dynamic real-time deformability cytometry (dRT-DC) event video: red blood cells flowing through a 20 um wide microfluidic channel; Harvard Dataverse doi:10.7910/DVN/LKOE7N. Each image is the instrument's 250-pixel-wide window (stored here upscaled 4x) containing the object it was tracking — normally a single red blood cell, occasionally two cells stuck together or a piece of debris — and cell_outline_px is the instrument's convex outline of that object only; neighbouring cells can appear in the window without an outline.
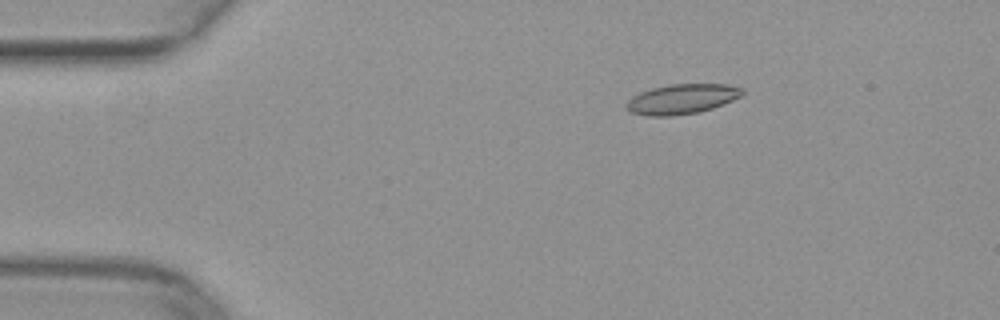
{"species": "common noctule bat (a hibernating species)", "species_latin": "Nyctalus noctula", "temperature_condition": "warm", "stored_images_in_passage": 44, "camera_frame_rate_fps": 3000, "um_per_image_px": 0.085, "animal": {"sex": "female", "body_mass_g": 29.2, "forearm_length_mm": 56.3}, "frame": {"image": 1, "passage_image": 1, "time_ms": 0.0, "image_size_px": [1000, 320], "cell_outline_px": [[744, 92], [740, 96], [724, 104], [700, 112], [672, 116], [648, 116], [632, 112], [624, 104], [632, 96], [640, 92], [652, 88], [668, 84], [728, 84], [744, 88]], "centroid_in_image_um": [57.97, 8.41], "position_along_channel_um": 27.0, "area_um2": 20.29}}
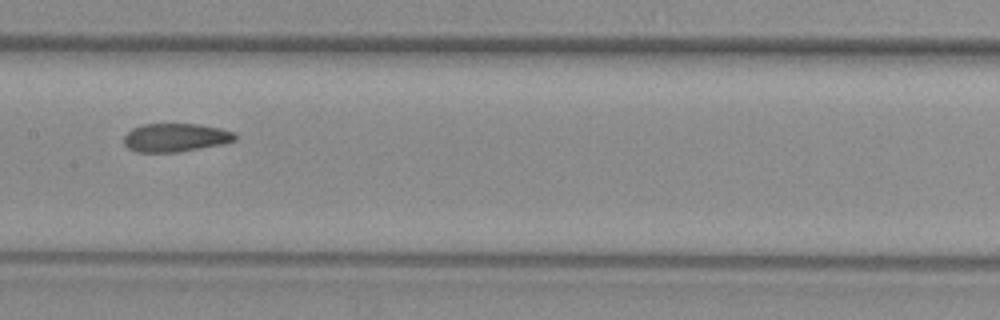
{"frame": {"image": 2, "passage_image": 18, "time_ms": 5.667, "image_size_px": [1000, 320], "cell_outline_px": [[236, 140], [220, 144], [176, 152], [136, 152], [128, 148], [124, 144], [124, 136], [132, 128], [140, 124], [200, 124], [220, 128], [236, 132]], "centroid_in_image_um": [14.9, 11.68], "position_along_channel_um": 192.5, "area_um2": 18.38}}
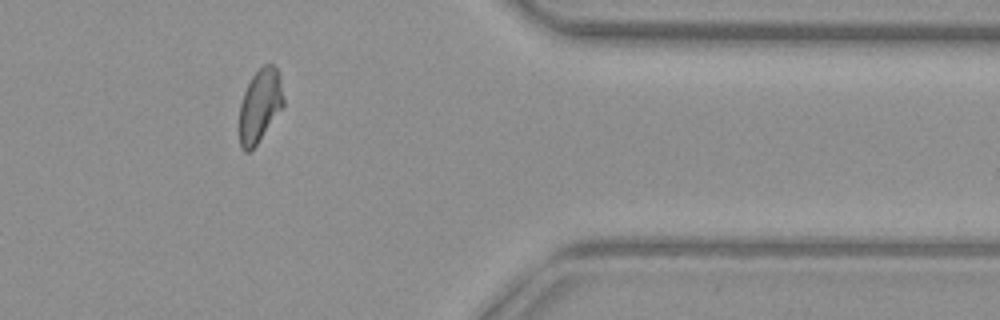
{"frame": {"image": 3, "passage_image": 34, "time_ms": 11.0, "image_size_px": [1000, 320], "cell_outline_px": [[284, 104], [256, 144], [248, 152], [244, 152], [240, 148], [240, 104], [244, 92], [252, 76], [264, 64], [272, 64], [280, 72], [284, 100]], "centroid_in_image_um": [22.1, 8.94], "position_along_channel_um": 389.3, "area_um2": 18.5}}